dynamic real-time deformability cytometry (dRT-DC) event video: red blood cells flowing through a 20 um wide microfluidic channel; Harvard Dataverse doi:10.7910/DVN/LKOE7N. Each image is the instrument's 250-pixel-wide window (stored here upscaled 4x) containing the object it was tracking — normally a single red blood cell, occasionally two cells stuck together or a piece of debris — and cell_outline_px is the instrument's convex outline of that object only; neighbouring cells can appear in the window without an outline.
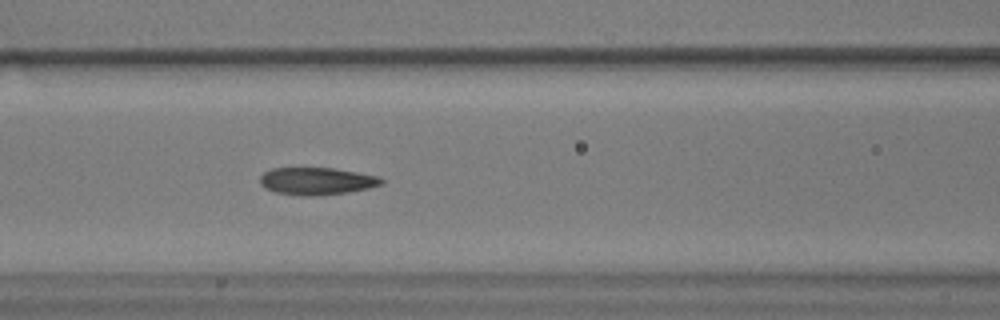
{"species": "common noctule bat (a hibernating species)", "species_latin": "Nyctalus noctula", "temperature_condition": "warm", "stored_images_in_passage": 24, "camera_frame_rate_fps": 3000, "um_per_image_px": 0.085, "animal": {"sex": "male", "body_mass_g": 17.9}, "frame": {"image": 1, "passage_image": 7, "time_ms": 2.0, "image_size_px": [1000, 320], "cell_outline_px": [[384, 184], [368, 188], [348, 192], [308, 196], [276, 192], [264, 188], [260, 184], [260, 176], [264, 172], [272, 168], [332, 168], [356, 172], [376, 176], [384, 180]], "centroid_in_image_um": [26.9, 15.39], "position_along_channel_um": 139.7, "area_um2": 19.13}}
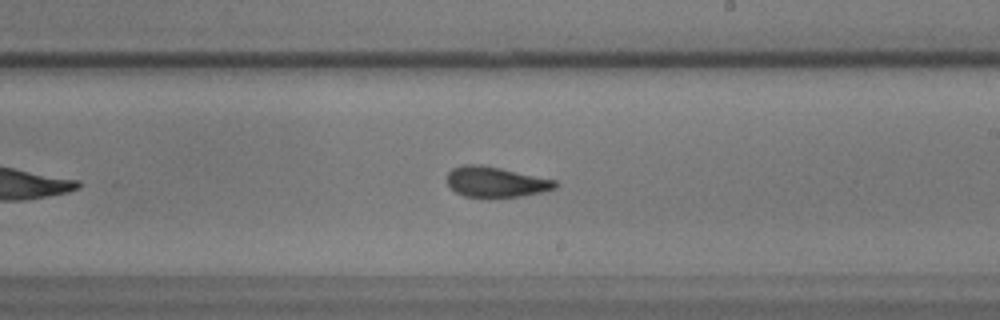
{"frame": {"image": 2, "passage_image": 16, "time_ms": 5.0, "image_size_px": [1000, 320], "cell_outline_px": [[560, 184], [556, 188], [540, 192], [520, 196], [464, 196], [456, 192], [448, 184], [448, 172], [452, 168], [464, 164], [480, 164], [500, 168], [556, 180]], "centroid_in_image_um": [42.15, 15.44], "position_along_channel_um": 246.8, "area_um2": 18.84}}
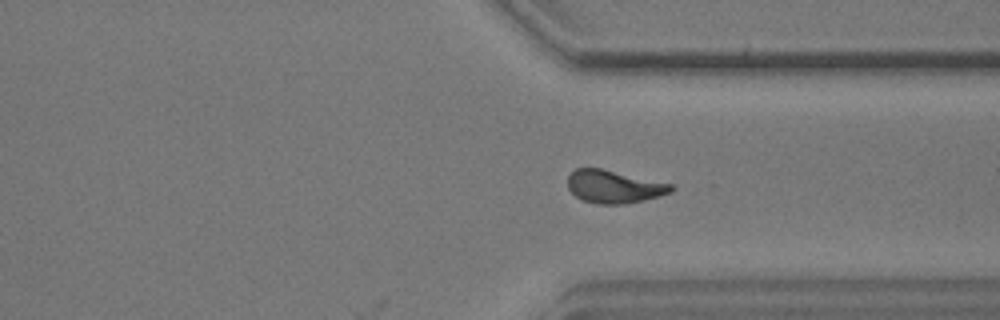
{"frame": {"image": 3, "passage_image": 22, "time_ms": 7.0, "image_size_px": [1000, 320], "cell_outline_px": [[676, 188], [672, 192], [660, 196], [644, 200], [624, 204], [596, 204], [584, 200], [576, 196], [568, 188], [568, 176], [576, 168], [600, 168], [672, 184]], "centroid_in_image_um": [52.21, 15.87], "position_along_channel_um": 359.2, "area_um2": 19.71}}